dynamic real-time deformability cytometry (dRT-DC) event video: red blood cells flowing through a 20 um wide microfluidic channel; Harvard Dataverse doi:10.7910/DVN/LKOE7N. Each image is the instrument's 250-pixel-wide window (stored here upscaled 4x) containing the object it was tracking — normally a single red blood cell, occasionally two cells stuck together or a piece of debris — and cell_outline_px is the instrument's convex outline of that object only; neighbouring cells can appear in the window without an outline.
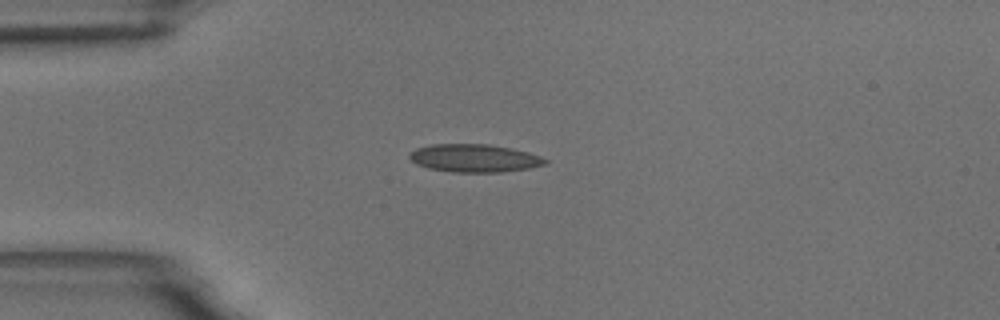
{"species": "common noctule bat (a hibernating species)", "species_latin": "Nyctalus noctula", "temperature_condition": "room temperature", "stored_images_in_passage": 42, "camera_frame_rate_fps": 3000, "um_per_image_px": 0.085, "animal": {"sex": "male", "body_mass_g": 18.8}, "frame": {"image": 1, "passage_image": 1, "time_ms": 0.0, "image_size_px": [1000, 320], "cell_outline_px": [[548, 164], [528, 168], [500, 172], [452, 172], [428, 168], [416, 164], [408, 156], [408, 152], [416, 148], [432, 144], [488, 144], [528, 152], [540, 156], [548, 160]], "centroid_in_image_um": [40.29, 13.44], "position_along_channel_um": 44.7, "area_um2": 22.08}}
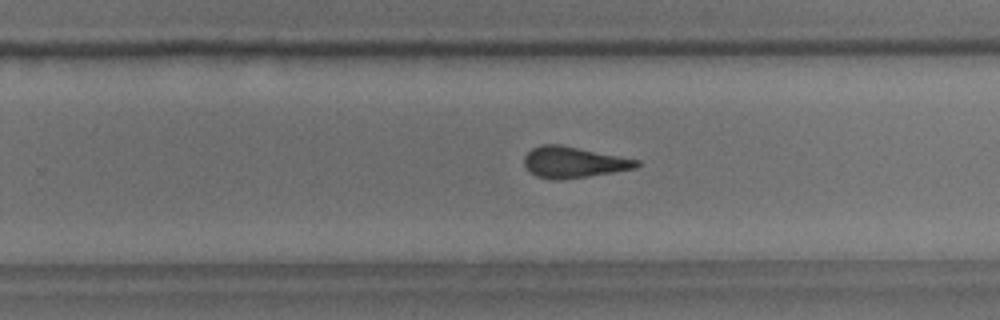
{"frame": {"image": 2, "passage_image": 22, "time_ms": 7.0, "image_size_px": [1000, 320], "cell_outline_px": [[640, 164], [636, 168], [588, 176], [560, 180], [552, 180], [536, 176], [528, 172], [524, 164], [524, 156], [532, 148], [540, 144], [560, 144], [640, 160]], "centroid_in_image_um": [48.71, 13.79], "position_along_channel_um": 281.1, "area_um2": 20.46}}
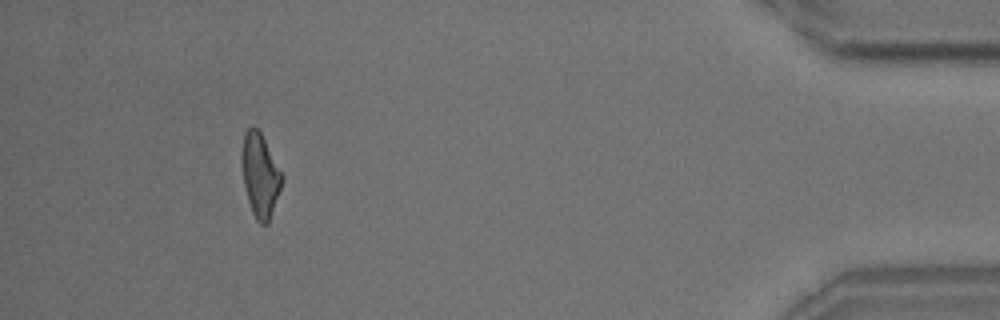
{"frame": {"image": 3, "passage_image": 38, "time_ms": 12.333, "image_size_px": [1000, 320], "cell_outline_px": [[284, 180], [268, 224], [260, 224], [256, 220], [252, 212], [248, 200], [244, 184], [240, 164], [240, 152], [244, 132], [252, 124], [260, 132], [284, 176]], "centroid_in_image_um": [22.09, 14.87], "position_along_channel_um": 413.1, "area_um2": 19.88}, "authors_computed_cell_mechanics": {"area_um2": 20.6924, "velocity_mm_per_s": 3.6302, "shape_relaxation_time_tau1_ms": 7.4033, "shape_relaxation_time_tau2_ms": 1.4067, "deformation_change_tau1": 0.1958, "deformation_change_tau2": 0.1046}}